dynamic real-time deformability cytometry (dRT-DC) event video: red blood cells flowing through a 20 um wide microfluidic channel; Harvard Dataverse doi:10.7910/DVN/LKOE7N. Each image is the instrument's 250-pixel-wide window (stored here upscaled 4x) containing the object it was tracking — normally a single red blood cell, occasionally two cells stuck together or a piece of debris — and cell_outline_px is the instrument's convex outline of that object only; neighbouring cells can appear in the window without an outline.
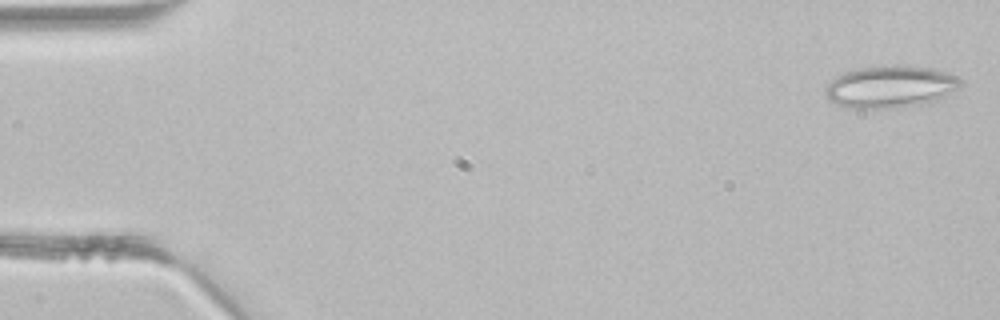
{"species": "common noctule bat (a hibernating species)", "species_latin": "Nyctalus noctula", "temperature_condition": "room temperature", "stored_images_in_passage": 4, "camera_frame_rate_fps": 3000, "um_per_image_px": 0.085, "animal": {"sex": "male", "body_mass_g": 21.5, "forearm_length_mm": 52.0}, "frame": {"image": 1, "passage_image": 1, "time_ms": 0.0, "image_size_px": [1000, 320], "cell_outline_px": [[964, 80], [956, 88], [944, 96], [936, 100], [920, 104], [896, 108], [848, 108], [836, 104], [828, 100], [824, 96], [824, 88], [836, 76], [844, 72], [860, 68], [892, 64], [904, 64], [932, 68], [956, 76]], "centroid_in_image_um": [75.63, 7.36], "position_along_channel_um": 9.4, "area_um2": 33.41}}